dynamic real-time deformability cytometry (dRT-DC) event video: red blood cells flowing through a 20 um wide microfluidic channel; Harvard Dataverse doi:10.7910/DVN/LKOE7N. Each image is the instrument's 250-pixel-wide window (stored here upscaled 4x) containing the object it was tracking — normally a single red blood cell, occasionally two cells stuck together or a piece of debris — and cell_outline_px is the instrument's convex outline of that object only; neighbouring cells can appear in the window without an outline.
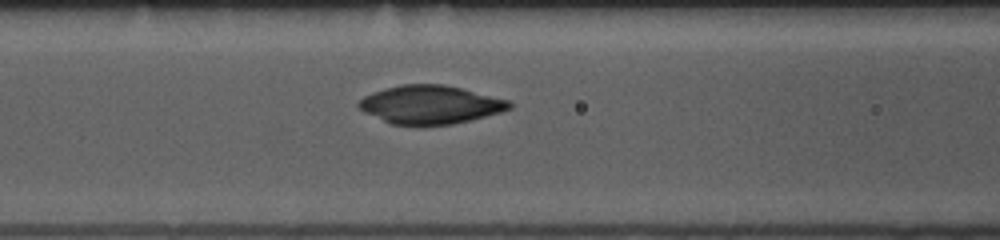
{"species": "common noctule bat (a hibernating species)", "species_latin": "Nyctalus noctula", "temperature_condition": "room temperature", "stored_images_in_passage": 38, "camera_frame_rate_fps": 3000, "um_per_image_px": 0.085, "animal": {"sex": "female", "body_mass_g": 10.0, "forearm_length_mm": 53.1}, "frame": {"image": 1, "passage_image": 6, "time_ms": 1.667, "image_size_px": [1000, 240], "cell_outline_px": [[512, 108], [500, 112], [452, 124], [420, 128], [392, 124], [364, 112], [356, 104], [364, 96], [372, 92], [384, 88], [400, 84], [444, 84], [508, 100], [512, 104]], "centroid_in_image_um": [36.52, 8.92], "position_along_channel_um": 130.1, "area_um2": 34.04}}
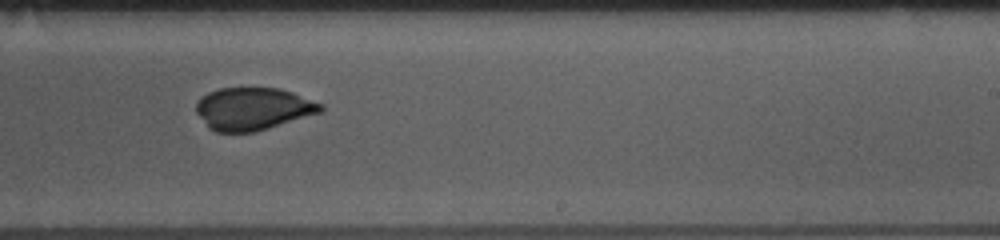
{"frame": {"image": 2, "passage_image": 17, "time_ms": 5.333, "image_size_px": [1000, 240], "cell_outline_px": [[324, 108], [320, 112], [268, 128], [252, 132], [216, 132], [208, 128], [196, 112], [196, 100], [200, 96], [208, 92], [220, 88], [280, 88], [292, 92], [324, 104]], "centroid_in_image_um": [21.47, 9.24], "position_along_channel_um": 267.5, "area_um2": 30.87}}
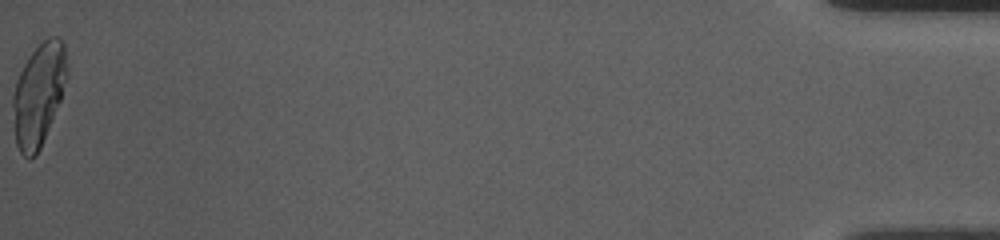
{"frame": {"image": 3, "passage_image": 38, "time_ms": 12.333, "image_size_px": [1000, 240], "cell_outline_px": [[68, 76], [60, 100], [40, 148], [36, 156], [28, 160], [20, 152], [16, 144], [12, 104], [12, 96], [16, 80], [28, 56], [48, 36], [56, 36], [64, 44], [68, 64]], "centroid_in_image_um": [3.29, 8.02], "position_along_channel_um": 431.9, "area_um2": 32.37}}